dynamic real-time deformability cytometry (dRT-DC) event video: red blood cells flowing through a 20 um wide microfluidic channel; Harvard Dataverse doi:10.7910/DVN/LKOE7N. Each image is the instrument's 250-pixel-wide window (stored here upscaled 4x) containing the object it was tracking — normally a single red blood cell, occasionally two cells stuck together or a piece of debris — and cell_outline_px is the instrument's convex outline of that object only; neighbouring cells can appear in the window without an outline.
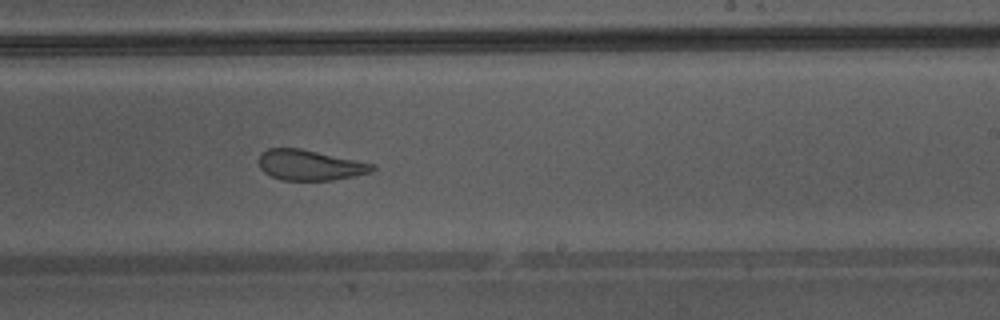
{"species": "Egyptian fruit bat (a non-hibernating species)", "species_latin": "Rousettus aegyptiacus", "temperature_condition": "warm", "stored_images_in_passage": 36, "camera_frame_rate_fps": 3000, "um_per_image_px": 0.085, "animal": {"sex": "male"}, "frame": {"image": 1, "passage_image": 21, "time_ms": 6.667, "image_size_px": [1000, 320], "cell_outline_px": [[376, 168], [372, 172], [332, 180], [284, 180], [272, 176], [264, 172], [260, 168], [260, 152], [268, 148], [300, 148], [376, 164]], "centroid_in_image_um": [26.35, 14.02], "position_along_channel_um": 262.6, "area_um2": 20.06}, "authors_computed_cell_mechanics": {"area_um2": 22.9755, "velocity_mm_per_s": 4.3464, "shape_relaxation_time_tau1_ms": null, "shape_relaxation_time_tau2_ms": 1.5197, "deformation_change_tau1": null, "deformation_change_tau2": 0.0902}}